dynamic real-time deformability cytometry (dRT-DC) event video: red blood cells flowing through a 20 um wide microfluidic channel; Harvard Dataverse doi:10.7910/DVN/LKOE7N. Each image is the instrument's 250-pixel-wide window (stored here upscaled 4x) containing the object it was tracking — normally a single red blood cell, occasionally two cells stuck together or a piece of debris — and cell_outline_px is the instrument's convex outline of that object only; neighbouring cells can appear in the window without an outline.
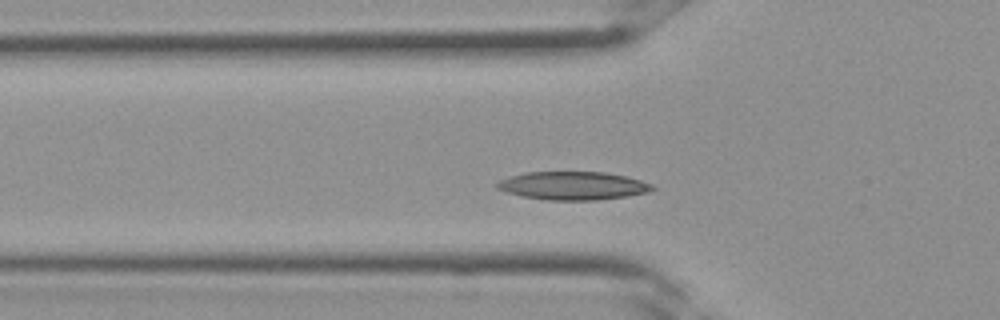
{"species": "Egyptian fruit bat (a non-hibernating species)", "species_latin": "Rousettus aegyptiacus", "temperature_condition": "room temperature", "stored_images_in_passage": 30, "camera_frame_rate_fps": 3000, "um_per_image_px": 0.085, "frame": {"image": 1, "passage_image": 6, "time_ms": 1.667, "image_size_px": [1000, 320], "cell_outline_px": [[656, 188], [648, 192], [628, 196], [600, 200], [548, 200], [520, 196], [496, 188], [492, 184], [508, 176], [524, 172], [604, 172], [624, 176], [640, 180], [652, 184]], "centroid_in_image_um": [48.66, 15.79], "position_along_channel_um": 77.1, "area_um2": 25.72}}
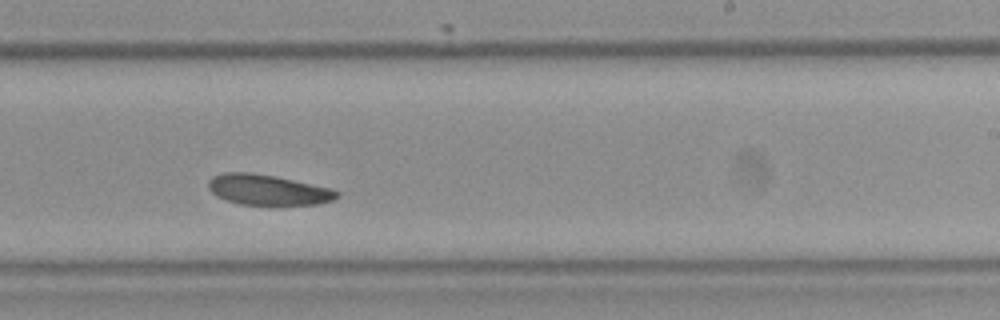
{"frame": {"image": 2, "passage_image": 16, "time_ms": 5.0, "image_size_px": [1000, 320], "cell_outline_px": [[340, 196], [332, 200], [316, 204], [240, 204], [216, 196], [208, 188], [208, 180], [212, 176], [224, 172], [252, 172], [276, 176], [332, 188], [340, 192]], "centroid_in_image_um": [22.76, 16.11], "position_along_channel_um": 266.2, "area_um2": 22.77}}
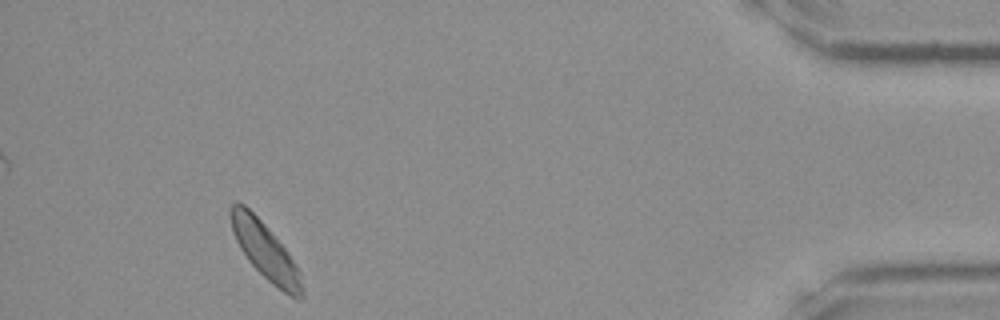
{"frame": {"image": 3, "passage_image": 27, "time_ms": 8.667, "image_size_px": [1000, 320], "cell_outline_px": [[304, 296], [300, 300], [296, 300], [288, 296], [272, 284], [248, 260], [240, 248], [232, 232], [228, 212], [228, 208], [236, 200], [244, 204], [264, 224], [288, 252], [296, 264], [300, 272], [304, 288]], "centroid_in_image_um": [22.55, 21.35], "position_along_channel_um": 412.6, "area_um2": 23.76}}